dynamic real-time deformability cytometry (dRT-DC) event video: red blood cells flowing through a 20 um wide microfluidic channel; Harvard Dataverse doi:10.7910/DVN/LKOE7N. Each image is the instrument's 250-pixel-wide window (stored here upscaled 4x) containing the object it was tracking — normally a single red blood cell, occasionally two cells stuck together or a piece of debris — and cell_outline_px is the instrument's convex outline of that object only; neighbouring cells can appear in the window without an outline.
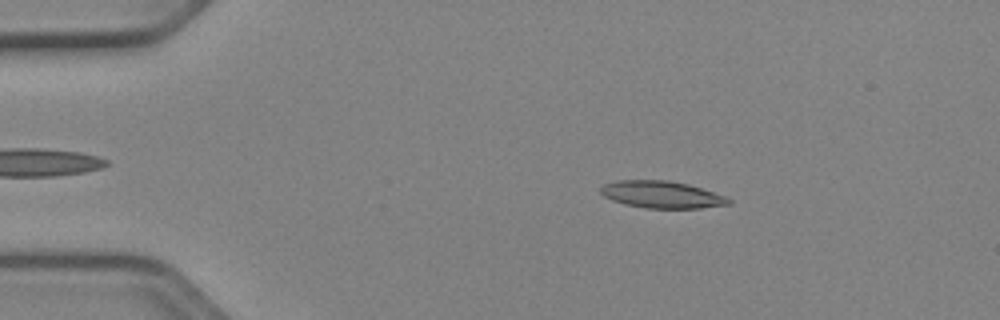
{"species": "Egyptian fruit bat (a non-hibernating species)", "species_latin": "Rousettus aegyptiacus", "temperature_condition": "cold", "stored_images_in_passage": 51, "camera_frame_rate_fps": 3000, "um_per_image_px": 0.085, "animal": {"sex": "female"}, "frame": {"image": 1, "passage_image": 9, "time_ms": 2.667, "image_size_px": [1000, 320], "cell_outline_px": [[732, 204], [700, 208], [648, 208], [624, 204], [612, 200], [604, 196], [600, 192], [600, 188], [604, 184], [616, 180], [668, 180], [688, 184], [724, 196], [732, 200]], "centroid_in_image_um": [56.23, 16.54], "position_along_channel_um": 28.8, "area_um2": 20.11}}
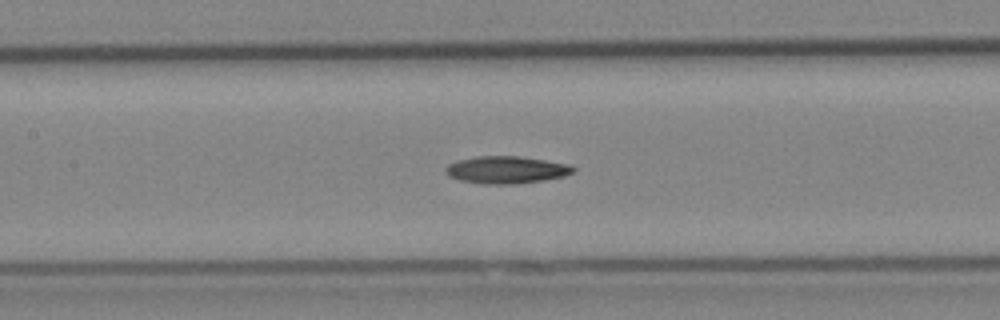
{"frame": {"image": 2, "passage_image": 24, "time_ms": 7.667, "image_size_px": [1000, 320], "cell_outline_px": [[576, 168], [572, 172], [564, 176], [544, 180], [516, 184], [480, 184], [460, 180], [448, 176], [444, 172], [444, 168], [448, 164], [456, 160], [476, 156], [516, 156], [572, 164]], "centroid_in_image_um": [43.0, 14.44], "position_along_channel_um": 164.4, "area_um2": 20.52}}
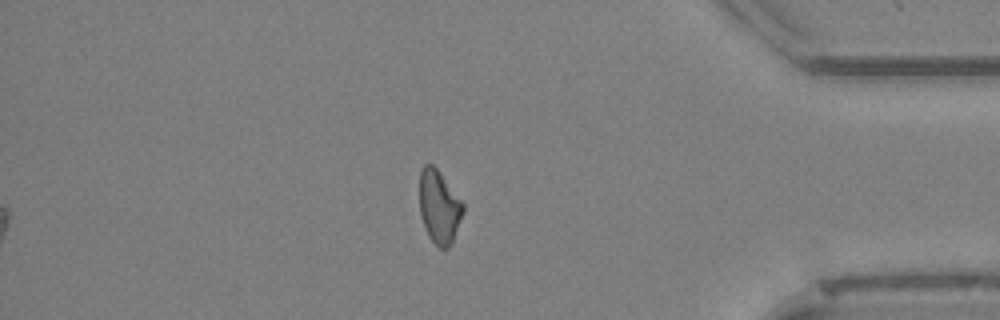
{"frame": {"image": 3, "passage_image": 44, "time_ms": 14.333, "image_size_px": [1000, 320], "cell_outline_px": [[464, 212], [452, 244], [448, 248], [440, 248], [428, 236], [420, 212], [420, 168], [424, 164], [432, 164], [436, 168], [464, 204]], "centroid_in_image_um": [37.34, 17.59], "position_along_channel_um": 397.9, "area_um2": 18.44}}